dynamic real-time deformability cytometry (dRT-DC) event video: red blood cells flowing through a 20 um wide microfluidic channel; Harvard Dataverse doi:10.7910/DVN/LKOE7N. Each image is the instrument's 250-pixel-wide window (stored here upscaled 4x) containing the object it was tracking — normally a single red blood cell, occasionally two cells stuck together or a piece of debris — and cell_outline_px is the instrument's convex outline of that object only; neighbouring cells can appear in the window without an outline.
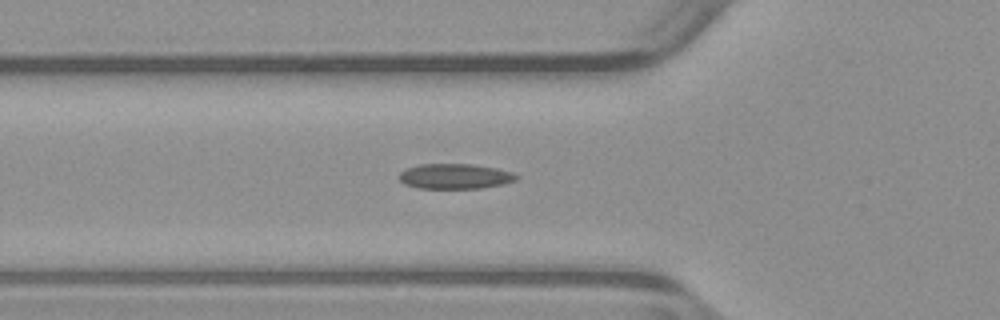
{"species": "common noctule bat (a hibernating species)", "species_latin": "Nyctalus noctula", "temperature_condition": "warm", "stored_images_in_passage": 36, "camera_frame_rate_fps": 3000, "um_per_image_px": 0.085, "animal": {"sex": "male", "body_mass_g": 23.1, "forearm_length_mm": 52.7}, "frame": {"image": 1, "passage_image": 2, "time_ms": 0.333, "image_size_px": [1000, 320], "cell_outline_px": [[520, 176], [516, 180], [504, 184], [480, 188], [416, 188], [404, 184], [400, 180], [400, 172], [408, 168], [420, 164], [472, 164], [496, 168], [512, 172]], "centroid_in_image_um": [38.69, 14.99], "position_along_channel_um": 87.1, "area_um2": 17.17}}
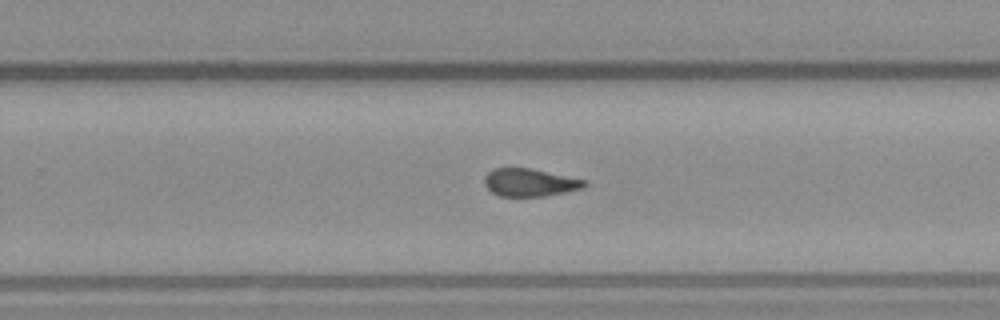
{"frame": {"image": 2, "passage_image": 17, "time_ms": 5.333, "image_size_px": [1000, 320], "cell_outline_px": [[588, 184], [584, 188], [544, 196], [500, 196], [492, 192], [484, 184], [484, 176], [488, 172], [496, 168], [532, 168], [588, 180]], "centroid_in_image_um": [45.07, 15.5], "position_along_channel_um": 284.7, "area_um2": 16.3}}
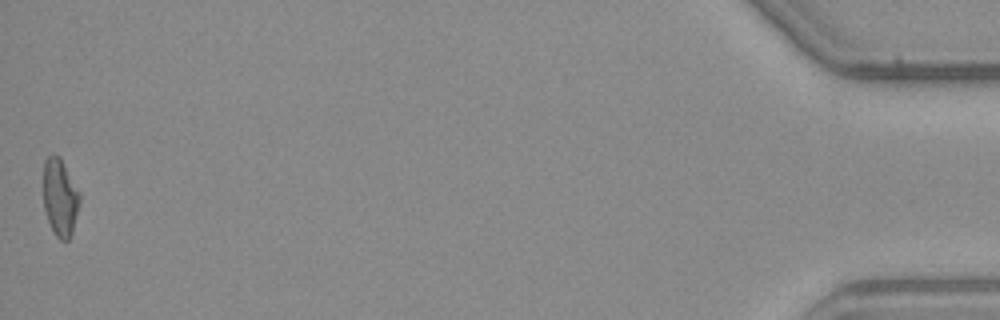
{"frame": {"image": 3, "passage_image": 36, "time_ms": 11.667, "image_size_px": [1000, 320], "cell_outline_px": [[80, 200], [72, 232], [68, 240], [60, 240], [56, 236], [48, 220], [44, 208], [44, 160], [52, 152], [60, 156], [80, 192]], "centroid_in_image_um": [5.11, 16.73], "position_along_channel_um": 430.1, "area_um2": 16.36}}